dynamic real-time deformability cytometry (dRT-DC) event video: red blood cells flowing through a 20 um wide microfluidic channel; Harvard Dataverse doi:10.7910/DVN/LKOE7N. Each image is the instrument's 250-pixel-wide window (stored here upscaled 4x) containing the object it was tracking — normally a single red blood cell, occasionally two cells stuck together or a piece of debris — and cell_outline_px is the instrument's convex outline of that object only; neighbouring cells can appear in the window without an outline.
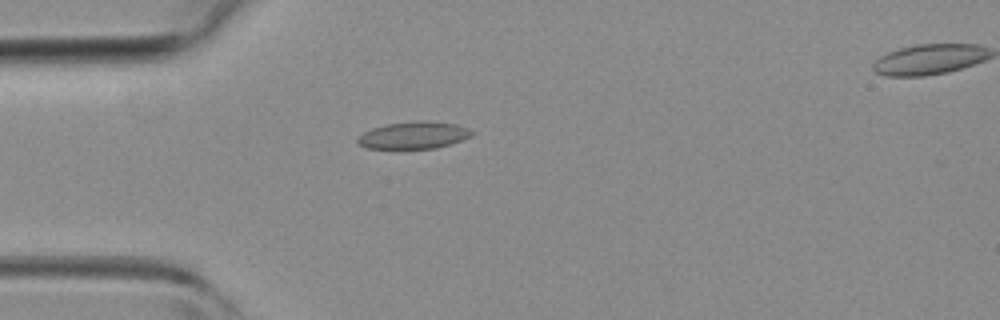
{"species": "common noctule bat (a hibernating species)", "species_latin": "Nyctalus noctula", "temperature_condition": "room temperature", "stored_images_in_passage": 38, "segment_of_instrument_passage": [1, 2], "camera_frame_rate_fps": 3000, "um_per_image_px": 0.085, "animal": {"sex": "female", "body_mass_g": 19.3, "forearm_length_mm": 54.1}, "frame": {"image": 1, "passage_image": 4, "time_ms": 1.0, "image_size_px": [1000, 320], "cell_outline_px": [[476, 132], [472, 136], [436, 148], [364, 148], [356, 140], [364, 132], [372, 128], [388, 124], [416, 120], [424, 120], [456, 124], [468, 128]], "centroid_in_image_um": [35.19, 11.48], "position_along_channel_um": 49.8, "area_um2": 17.92}}
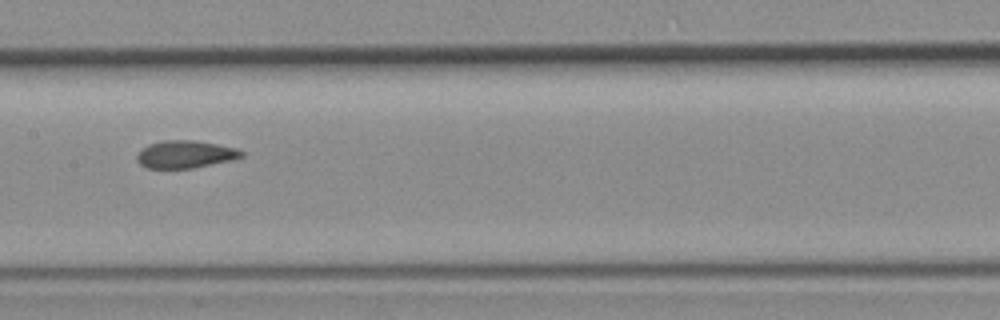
{"frame": {"image": 2, "passage_image": 14, "time_ms": 4.333, "image_size_px": [1000, 320], "cell_outline_px": [[244, 156], [232, 160], [192, 168], [148, 168], [140, 164], [136, 160], [136, 156], [148, 144], [164, 140], [192, 140], [216, 144], [236, 148], [244, 152]], "centroid_in_image_um": [15.76, 13.12], "position_along_channel_um": 191.6, "area_um2": 16.65}}
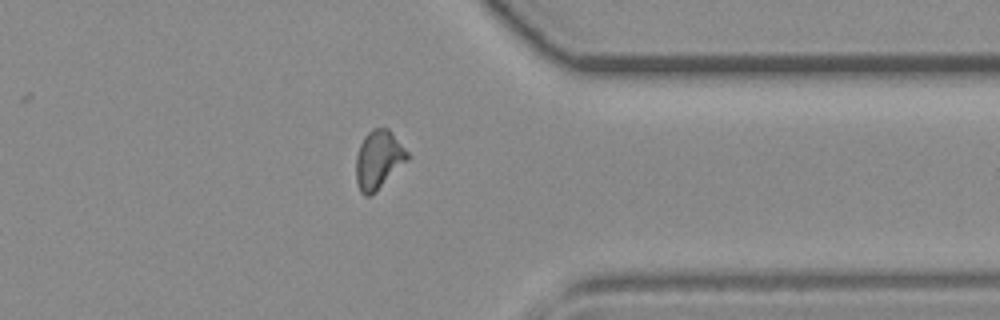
{"frame": {"image": 3, "passage_image": 27, "time_ms": 8.667, "image_size_px": [1000, 320], "cell_outline_px": [[408, 160], [376, 192], [368, 196], [364, 196], [360, 192], [356, 180], [356, 156], [360, 144], [364, 136], [372, 128], [388, 128], [408, 152]], "centroid_in_image_um": [32.16, 13.58], "position_along_channel_um": 379.2, "area_um2": 17.51}}